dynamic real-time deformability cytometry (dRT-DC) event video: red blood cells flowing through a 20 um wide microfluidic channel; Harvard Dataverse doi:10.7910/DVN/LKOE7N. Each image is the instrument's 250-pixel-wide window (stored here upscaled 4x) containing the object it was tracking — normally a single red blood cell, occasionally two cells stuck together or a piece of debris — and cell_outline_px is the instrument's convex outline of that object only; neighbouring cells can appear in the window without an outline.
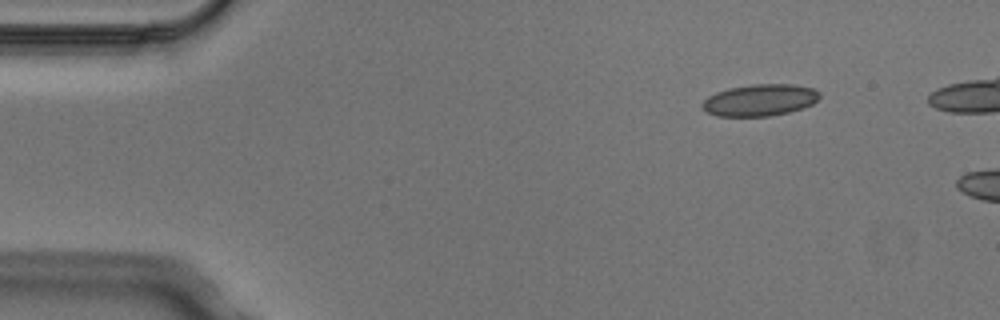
{"species": "Egyptian fruit bat (a non-hibernating species)", "species_latin": "Rousettus aegyptiacus", "temperature_condition": "cold", "stored_images_in_passage": 3, "camera_frame_rate_fps": 3000, "um_per_image_px": 0.085, "animal": {"sex": "male"}, "frame": {"image": 1, "passage_image": 2, "time_ms": 0.333, "image_size_px": [1000, 320], "cell_outline_px": [[820, 96], [812, 104], [804, 108], [788, 112], [768, 116], [716, 116], [708, 112], [700, 104], [708, 96], [716, 92], [728, 88], [752, 84], [792, 84], [812, 88], [820, 92]], "centroid_in_image_um": [64.58, 8.5], "position_along_channel_um": 20.4, "area_um2": 21.68}}